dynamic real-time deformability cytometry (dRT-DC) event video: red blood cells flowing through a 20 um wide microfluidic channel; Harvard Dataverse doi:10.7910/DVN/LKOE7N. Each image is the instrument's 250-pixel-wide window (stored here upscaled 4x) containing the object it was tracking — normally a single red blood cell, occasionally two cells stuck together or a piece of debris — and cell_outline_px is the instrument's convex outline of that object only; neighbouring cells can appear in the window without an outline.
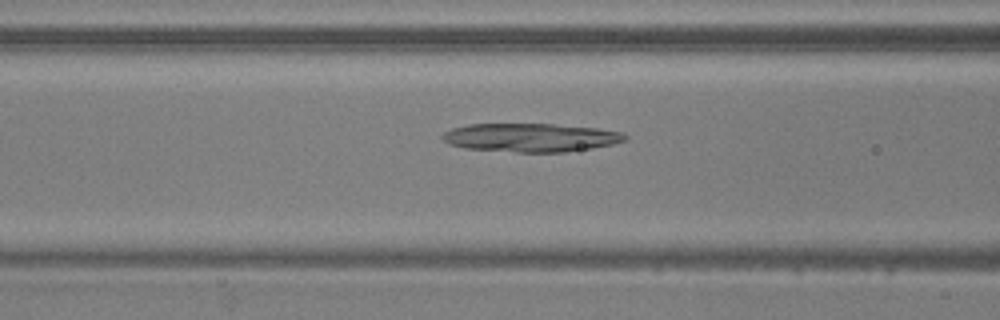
{"species": "common noctule bat (a hibernating species)", "species_latin": "Nyctalus noctula", "temperature_condition": "warm", "stored_images_in_passage": 34, "camera_frame_rate_fps": 3000, "um_per_image_px": 0.085, "animal": {"sex": "male", "body_mass_g": 20.5, "forearm_length_mm": 52.5}, "frame": {"image": 1, "passage_image": 13, "time_ms": 4.0, "image_size_px": [1000, 320], "cell_outline_px": [[628, 140], [612, 144], [592, 148], [564, 152], [516, 152], [468, 148], [448, 144], [440, 136], [444, 132], [452, 128], [468, 124], [552, 124], [596, 128], [620, 132], [628, 136]], "centroid_in_image_um": [45.1, 11.69], "position_along_channel_um": 121.5, "area_um2": 30.23}}
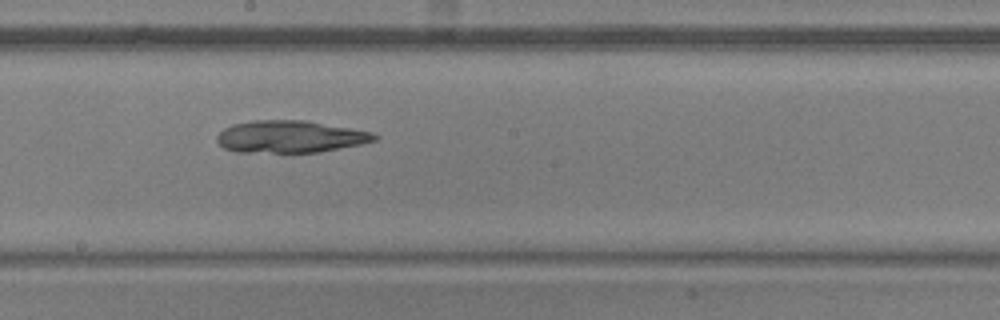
{"frame": {"image": 2, "passage_image": 21, "time_ms": 6.667, "image_size_px": [1000, 320], "cell_outline_px": [[380, 136], [376, 140], [360, 144], [320, 152], [236, 152], [224, 148], [216, 140], [216, 136], [224, 128], [232, 124], [252, 120], [304, 120], [372, 132]], "centroid_in_image_um": [24.64, 11.61], "position_along_channel_um": 223.6, "area_um2": 29.48}}
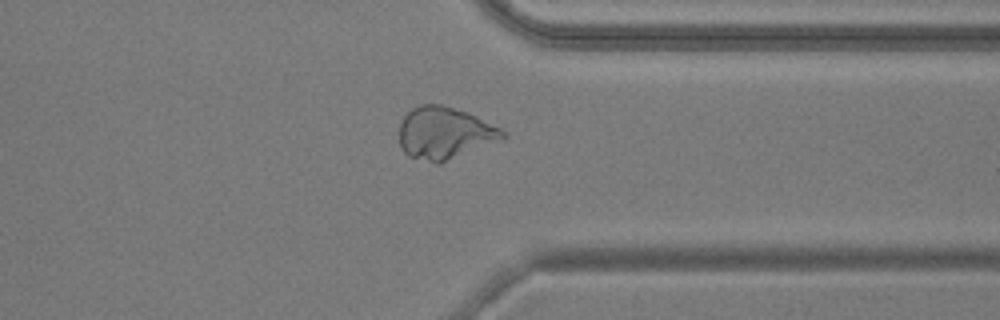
{"frame": {"image": 3, "passage_image": 33, "time_ms": 10.667, "image_size_px": [1000, 320], "cell_outline_px": [[508, 136], [440, 164], [436, 164], [408, 156], [400, 148], [400, 124], [404, 116], [412, 108], [420, 104], [440, 104], [468, 112], [508, 132]], "centroid_in_image_um": [37.78, 11.31], "position_along_channel_um": 373.6, "area_um2": 31.39}, "authors_computed_cell_mechanics": {"area_um2": 29.7092, "velocity_mm_per_s": 3.8207, "shape_relaxation_time_tau1_ms": null, "shape_relaxation_time_tau2_ms": 2.2819, "deformation_change_tau1": null, "deformation_change_tau2": 0.0642}}